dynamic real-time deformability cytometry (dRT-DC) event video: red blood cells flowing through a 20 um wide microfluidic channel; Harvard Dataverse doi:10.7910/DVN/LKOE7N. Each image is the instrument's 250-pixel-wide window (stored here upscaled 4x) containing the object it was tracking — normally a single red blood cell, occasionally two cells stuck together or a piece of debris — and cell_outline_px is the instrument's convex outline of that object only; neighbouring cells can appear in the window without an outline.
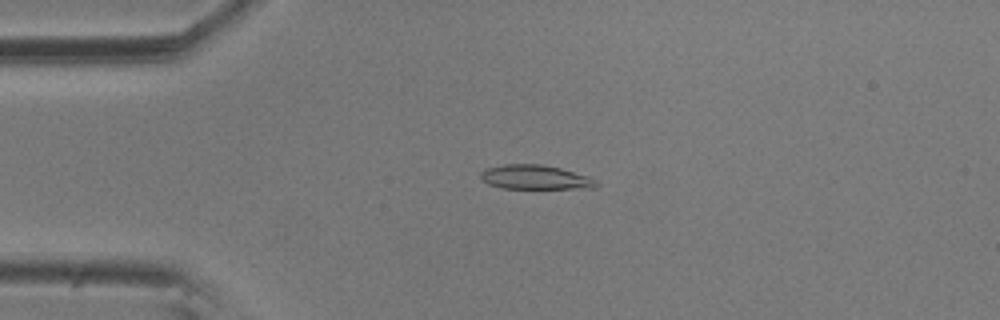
{"species": "common noctule bat (a hibernating species)", "species_latin": "Nyctalus noctula", "temperature_condition": "room temperature", "stored_images_in_passage": 5, "camera_frame_rate_fps": 3000, "um_per_image_px": 0.085, "animal": {"sex": "male", "body_mass_g": 20.5, "forearm_length_mm": 52.5}, "frame": {"image": 1, "passage_image": 4, "time_ms": 1.0, "image_size_px": [1000, 320], "cell_outline_px": [[600, 184], [596, 188], [500, 188], [488, 184], [480, 180], [480, 172], [484, 168], [504, 164], [540, 164], [560, 168], [588, 176], [596, 180]], "centroid_in_image_um": [45.46, 15.06], "position_along_channel_um": 39.5, "area_um2": 16.53}}